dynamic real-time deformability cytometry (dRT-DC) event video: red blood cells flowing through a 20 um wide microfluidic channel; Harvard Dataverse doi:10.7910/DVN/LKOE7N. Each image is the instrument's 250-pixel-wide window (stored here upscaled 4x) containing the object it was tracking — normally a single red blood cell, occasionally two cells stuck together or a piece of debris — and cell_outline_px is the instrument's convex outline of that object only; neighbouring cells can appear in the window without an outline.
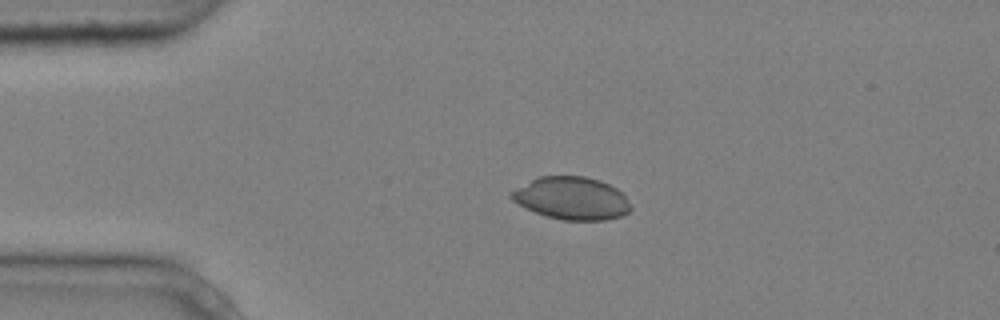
{"species": "common noctule bat (a hibernating species)", "species_latin": "Nyctalus noctula", "temperature_condition": "cold", "stored_images_in_passage": 4, "camera_frame_rate_fps": 3000, "um_per_image_px": 0.085, "animal": {"sex": "male", "body_mass_g": 20.4}, "frame": {"image": 1, "passage_image": 3, "time_ms": 0.667, "image_size_px": [1000, 320], "cell_outline_px": [[632, 208], [624, 216], [604, 220], [560, 220], [524, 208], [512, 200], [508, 196], [508, 192], [540, 176], [584, 176], [600, 180], [616, 188], [624, 196]], "centroid_in_image_um": [48.57, 16.86], "position_along_channel_um": 36.4, "area_um2": 29.65}}